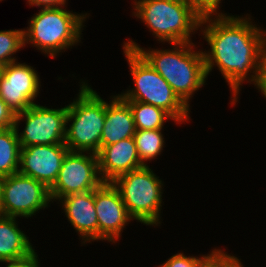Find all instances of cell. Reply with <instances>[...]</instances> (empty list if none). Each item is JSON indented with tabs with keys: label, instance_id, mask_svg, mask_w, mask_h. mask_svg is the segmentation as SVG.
<instances>
[{
	"label": "cell",
	"instance_id": "cell-25",
	"mask_svg": "<svg viewBox=\"0 0 266 267\" xmlns=\"http://www.w3.org/2000/svg\"><path fill=\"white\" fill-rule=\"evenodd\" d=\"M16 114L0 97V130L15 127Z\"/></svg>",
	"mask_w": 266,
	"mask_h": 267
},
{
	"label": "cell",
	"instance_id": "cell-8",
	"mask_svg": "<svg viewBox=\"0 0 266 267\" xmlns=\"http://www.w3.org/2000/svg\"><path fill=\"white\" fill-rule=\"evenodd\" d=\"M25 120V128L19 133L20 120ZM67 106L53 109L34 104L15 116L20 147L31 145L64 144L66 135Z\"/></svg>",
	"mask_w": 266,
	"mask_h": 267
},
{
	"label": "cell",
	"instance_id": "cell-28",
	"mask_svg": "<svg viewBox=\"0 0 266 267\" xmlns=\"http://www.w3.org/2000/svg\"><path fill=\"white\" fill-rule=\"evenodd\" d=\"M29 5L38 6L41 8H56V7H66L67 0H27Z\"/></svg>",
	"mask_w": 266,
	"mask_h": 267
},
{
	"label": "cell",
	"instance_id": "cell-1",
	"mask_svg": "<svg viewBox=\"0 0 266 267\" xmlns=\"http://www.w3.org/2000/svg\"><path fill=\"white\" fill-rule=\"evenodd\" d=\"M214 17H203L200 22L203 38L210 45L208 51L202 52L206 74L209 75L214 65L218 67L231 88V104L235 105L243 82L257 83L261 60L266 51V30L253 25L250 16Z\"/></svg>",
	"mask_w": 266,
	"mask_h": 267
},
{
	"label": "cell",
	"instance_id": "cell-26",
	"mask_svg": "<svg viewBox=\"0 0 266 267\" xmlns=\"http://www.w3.org/2000/svg\"><path fill=\"white\" fill-rule=\"evenodd\" d=\"M4 263H7L6 267H40V262L38 261V255L36 252L24 259L17 261H6Z\"/></svg>",
	"mask_w": 266,
	"mask_h": 267
},
{
	"label": "cell",
	"instance_id": "cell-13",
	"mask_svg": "<svg viewBox=\"0 0 266 267\" xmlns=\"http://www.w3.org/2000/svg\"><path fill=\"white\" fill-rule=\"evenodd\" d=\"M69 151L65 144L31 145L21 148L19 173L32 177L50 188L55 183Z\"/></svg>",
	"mask_w": 266,
	"mask_h": 267
},
{
	"label": "cell",
	"instance_id": "cell-12",
	"mask_svg": "<svg viewBox=\"0 0 266 267\" xmlns=\"http://www.w3.org/2000/svg\"><path fill=\"white\" fill-rule=\"evenodd\" d=\"M94 203L98 219V240L112 243L119 241L123 228L133 220L119 190L112 182H103L94 190Z\"/></svg>",
	"mask_w": 266,
	"mask_h": 267
},
{
	"label": "cell",
	"instance_id": "cell-9",
	"mask_svg": "<svg viewBox=\"0 0 266 267\" xmlns=\"http://www.w3.org/2000/svg\"><path fill=\"white\" fill-rule=\"evenodd\" d=\"M1 194V214L16 218L32 217L52 201L45 184L19 172L3 177Z\"/></svg>",
	"mask_w": 266,
	"mask_h": 267
},
{
	"label": "cell",
	"instance_id": "cell-14",
	"mask_svg": "<svg viewBox=\"0 0 266 267\" xmlns=\"http://www.w3.org/2000/svg\"><path fill=\"white\" fill-rule=\"evenodd\" d=\"M97 158L103 182H113L118 176L143 167L133 137L101 147Z\"/></svg>",
	"mask_w": 266,
	"mask_h": 267
},
{
	"label": "cell",
	"instance_id": "cell-3",
	"mask_svg": "<svg viewBox=\"0 0 266 267\" xmlns=\"http://www.w3.org/2000/svg\"><path fill=\"white\" fill-rule=\"evenodd\" d=\"M134 15L160 42L187 43L199 30L202 17L188 0H134Z\"/></svg>",
	"mask_w": 266,
	"mask_h": 267
},
{
	"label": "cell",
	"instance_id": "cell-17",
	"mask_svg": "<svg viewBox=\"0 0 266 267\" xmlns=\"http://www.w3.org/2000/svg\"><path fill=\"white\" fill-rule=\"evenodd\" d=\"M16 222V217L0 214V262L21 260L35 252Z\"/></svg>",
	"mask_w": 266,
	"mask_h": 267
},
{
	"label": "cell",
	"instance_id": "cell-18",
	"mask_svg": "<svg viewBox=\"0 0 266 267\" xmlns=\"http://www.w3.org/2000/svg\"><path fill=\"white\" fill-rule=\"evenodd\" d=\"M20 149L15 127L0 130V176L19 172Z\"/></svg>",
	"mask_w": 266,
	"mask_h": 267
},
{
	"label": "cell",
	"instance_id": "cell-27",
	"mask_svg": "<svg viewBox=\"0 0 266 267\" xmlns=\"http://www.w3.org/2000/svg\"><path fill=\"white\" fill-rule=\"evenodd\" d=\"M255 86L266 98V51L261 60L260 71Z\"/></svg>",
	"mask_w": 266,
	"mask_h": 267
},
{
	"label": "cell",
	"instance_id": "cell-4",
	"mask_svg": "<svg viewBox=\"0 0 266 267\" xmlns=\"http://www.w3.org/2000/svg\"><path fill=\"white\" fill-rule=\"evenodd\" d=\"M86 14H76L62 7L40 8L24 29V45L32 44L54 58L81 40Z\"/></svg>",
	"mask_w": 266,
	"mask_h": 267
},
{
	"label": "cell",
	"instance_id": "cell-20",
	"mask_svg": "<svg viewBox=\"0 0 266 267\" xmlns=\"http://www.w3.org/2000/svg\"><path fill=\"white\" fill-rule=\"evenodd\" d=\"M163 136L162 129L136 130L133 138L143 166H147V161H151L161 154L165 143Z\"/></svg>",
	"mask_w": 266,
	"mask_h": 267
},
{
	"label": "cell",
	"instance_id": "cell-22",
	"mask_svg": "<svg viewBox=\"0 0 266 267\" xmlns=\"http://www.w3.org/2000/svg\"><path fill=\"white\" fill-rule=\"evenodd\" d=\"M197 267H244L234 255H229L221 249H213L210 254L202 255Z\"/></svg>",
	"mask_w": 266,
	"mask_h": 267
},
{
	"label": "cell",
	"instance_id": "cell-2",
	"mask_svg": "<svg viewBox=\"0 0 266 267\" xmlns=\"http://www.w3.org/2000/svg\"><path fill=\"white\" fill-rule=\"evenodd\" d=\"M169 49H144L135 41L127 40L123 47L137 51L171 86L189 107V100L205 85L207 74L203 51H194L195 44L173 43Z\"/></svg>",
	"mask_w": 266,
	"mask_h": 267
},
{
	"label": "cell",
	"instance_id": "cell-5",
	"mask_svg": "<svg viewBox=\"0 0 266 267\" xmlns=\"http://www.w3.org/2000/svg\"><path fill=\"white\" fill-rule=\"evenodd\" d=\"M78 97L67 105L64 144L72 152L97 154L105 123L106 102L88 83L81 82Z\"/></svg>",
	"mask_w": 266,
	"mask_h": 267
},
{
	"label": "cell",
	"instance_id": "cell-29",
	"mask_svg": "<svg viewBox=\"0 0 266 267\" xmlns=\"http://www.w3.org/2000/svg\"><path fill=\"white\" fill-rule=\"evenodd\" d=\"M2 181H3V177L0 176V214H1V193H2Z\"/></svg>",
	"mask_w": 266,
	"mask_h": 267
},
{
	"label": "cell",
	"instance_id": "cell-19",
	"mask_svg": "<svg viewBox=\"0 0 266 267\" xmlns=\"http://www.w3.org/2000/svg\"><path fill=\"white\" fill-rule=\"evenodd\" d=\"M132 111L136 130L163 129L164 122L174 118L162 108L139 101H125Z\"/></svg>",
	"mask_w": 266,
	"mask_h": 267
},
{
	"label": "cell",
	"instance_id": "cell-16",
	"mask_svg": "<svg viewBox=\"0 0 266 267\" xmlns=\"http://www.w3.org/2000/svg\"><path fill=\"white\" fill-rule=\"evenodd\" d=\"M106 102V114L103 131L100 138V148L117 143L123 139L132 138L136 132L130 106L115 95Z\"/></svg>",
	"mask_w": 266,
	"mask_h": 267
},
{
	"label": "cell",
	"instance_id": "cell-24",
	"mask_svg": "<svg viewBox=\"0 0 266 267\" xmlns=\"http://www.w3.org/2000/svg\"><path fill=\"white\" fill-rule=\"evenodd\" d=\"M201 257L185 256L184 253H177L168 258L165 263L158 267H197Z\"/></svg>",
	"mask_w": 266,
	"mask_h": 267
},
{
	"label": "cell",
	"instance_id": "cell-15",
	"mask_svg": "<svg viewBox=\"0 0 266 267\" xmlns=\"http://www.w3.org/2000/svg\"><path fill=\"white\" fill-rule=\"evenodd\" d=\"M68 221L84 240L98 241V219L94 203V190L70 194L58 200Z\"/></svg>",
	"mask_w": 266,
	"mask_h": 267
},
{
	"label": "cell",
	"instance_id": "cell-21",
	"mask_svg": "<svg viewBox=\"0 0 266 267\" xmlns=\"http://www.w3.org/2000/svg\"><path fill=\"white\" fill-rule=\"evenodd\" d=\"M23 47H25L24 29L0 31V68L16 62V58L12 57V55Z\"/></svg>",
	"mask_w": 266,
	"mask_h": 267
},
{
	"label": "cell",
	"instance_id": "cell-6",
	"mask_svg": "<svg viewBox=\"0 0 266 267\" xmlns=\"http://www.w3.org/2000/svg\"><path fill=\"white\" fill-rule=\"evenodd\" d=\"M134 86L118 94L124 101H139L169 113L176 123L189 120L190 108L177 96L168 82L137 52L123 47Z\"/></svg>",
	"mask_w": 266,
	"mask_h": 267
},
{
	"label": "cell",
	"instance_id": "cell-23",
	"mask_svg": "<svg viewBox=\"0 0 266 267\" xmlns=\"http://www.w3.org/2000/svg\"><path fill=\"white\" fill-rule=\"evenodd\" d=\"M193 9L203 18L207 16L227 15L218 13L221 0H188Z\"/></svg>",
	"mask_w": 266,
	"mask_h": 267
},
{
	"label": "cell",
	"instance_id": "cell-11",
	"mask_svg": "<svg viewBox=\"0 0 266 267\" xmlns=\"http://www.w3.org/2000/svg\"><path fill=\"white\" fill-rule=\"evenodd\" d=\"M40 86L38 73L30 65L16 61L1 68L0 97L15 114L35 104Z\"/></svg>",
	"mask_w": 266,
	"mask_h": 267
},
{
	"label": "cell",
	"instance_id": "cell-7",
	"mask_svg": "<svg viewBox=\"0 0 266 267\" xmlns=\"http://www.w3.org/2000/svg\"><path fill=\"white\" fill-rule=\"evenodd\" d=\"M112 183L119 190L132 219L147 226L161 224L164 184L148 165L122 174Z\"/></svg>",
	"mask_w": 266,
	"mask_h": 267
},
{
	"label": "cell",
	"instance_id": "cell-10",
	"mask_svg": "<svg viewBox=\"0 0 266 267\" xmlns=\"http://www.w3.org/2000/svg\"><path fill=\"white\" fill-rule=\"evenodd\" d=\"M69 151L55 183L49 188L51 200H59L70 194L97 189L102 183L98 170L97 154Z\"/></svg>",
	"mask_w": 266,
	"mask_h": 267
}]
</instances>
